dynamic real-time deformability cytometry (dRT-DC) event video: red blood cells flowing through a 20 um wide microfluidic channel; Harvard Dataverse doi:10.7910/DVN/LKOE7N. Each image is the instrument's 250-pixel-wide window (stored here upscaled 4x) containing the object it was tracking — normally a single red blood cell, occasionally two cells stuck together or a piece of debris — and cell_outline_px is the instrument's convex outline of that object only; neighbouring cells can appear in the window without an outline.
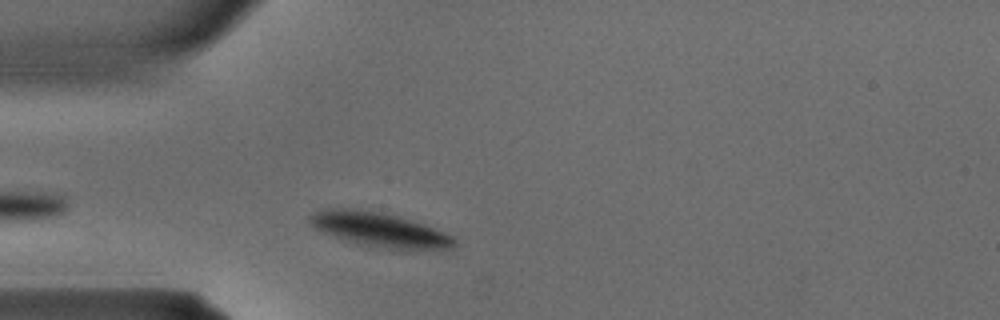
{"species": "common noctule bat (a hibernating species)", "species_latin": "Nyctalus noctula", "temperature_condition": "warm", "stored_images_in_passage": 24, "camera_frame_rate_fps": 3000, "um_per_image_px": 0.085, "animal": {"sex": "male", "body_mass_g": 15.6}, "frame": {"image": 1, "passage_image": 4, "time_ms": 1.0, "image_size_px": [1000, 320], "cell_outline_px": [[456, 244], [452, 248], [416, 252], [360, 244], [344, 240], [312, 228], [308, 220], [316, 212], [328, 208], [352, 208], [380, 212], [396, 216], [424, 224], [452, 236], [456, 240]], "centroid_in_image_um": [32.3, 19.55], "position_along_channel_um": 52.7, "area_um2": 29.13}}
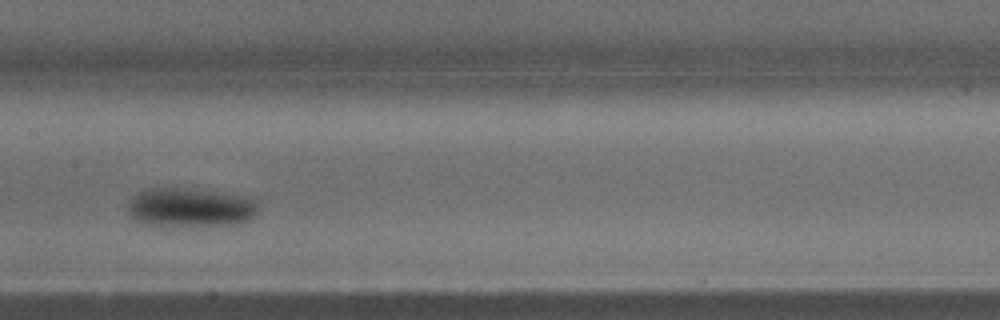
{"frame": {"image": 2, "passage_image": 12, "time_ms": 3.667, "image_size_px": [1000, 320], "cell_outline_px": [[256, 216], [240, 224], [172, 228], [152, 228], [128, 216], [128, 200], [136, 192], [152, 188], [184, 188], [240, 196], [252, 200], [256, 204]], "centroid_in_image_um": [16.04, 17.7], "position_along_channel_um": 191.4, "area_um2": 30.46}}
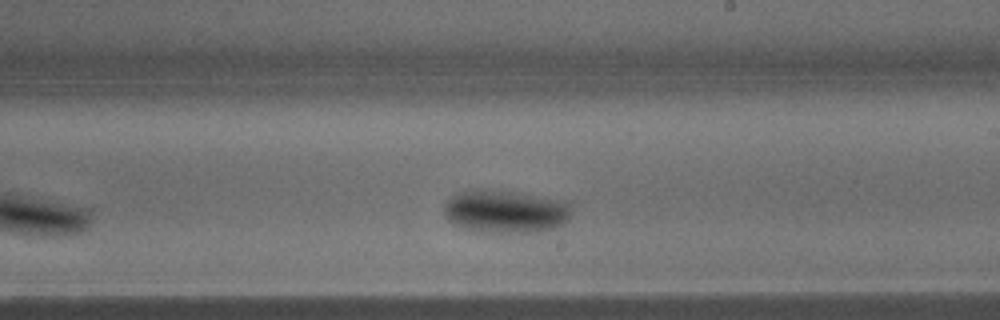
{"frame": {"image": 3, "passage_image": 15, "time_ms": 4.667, "image_size_px": [1000, 320], "cell_outline_px": [[568, 216], [564, 224], [556, 228], [536, 232], [480, 232], [464, 228], [452, 224], [444, 216], [444, 208], [448, 200], [452, 196], [460, 192], [476, 188], [516, 192], [564, 200], [568, 204]], "centroid_in_image_um": [42.92, 17.97], "position_along_channel_um": 246.1, "area_um2": 31.91}}